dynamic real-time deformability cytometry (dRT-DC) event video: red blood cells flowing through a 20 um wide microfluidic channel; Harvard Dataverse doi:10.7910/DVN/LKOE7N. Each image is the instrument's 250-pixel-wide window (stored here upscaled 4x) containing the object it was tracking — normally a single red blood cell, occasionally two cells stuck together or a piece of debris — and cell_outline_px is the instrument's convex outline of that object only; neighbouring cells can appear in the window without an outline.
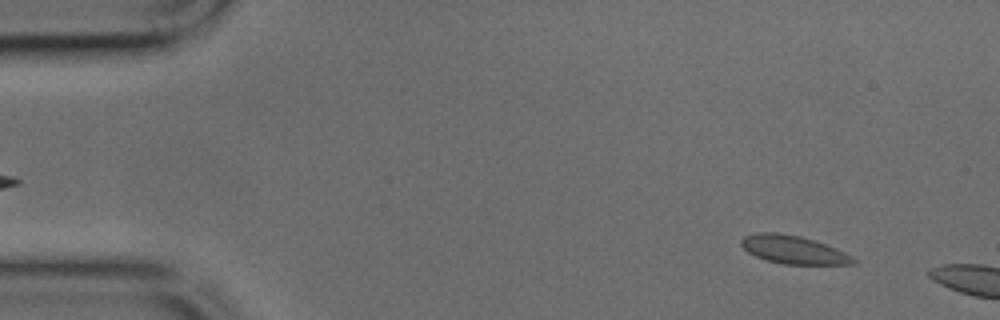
{"species": "common noctule bat (a hibernating species)", "species_latin": "Nyctalus noctula", "temperature_condition": "cold", "stored_images_in_passage": 7, "camera_frame_rate_fps": 3000, "um_per_image_px": 0.085, "animal": {"sex": "male", "body_mass_g": 17.9, "forearm_length_mm": 54.2}, "frame": {"image": 1, "passage_image": 4, "time_ms": 1.0, "image_size_px": [1000, 320], "cell_outline_px": [[856, 260], [852, 264], [780, 264], [756, 256], [748, 252], [740, 244], [740, 240], [744, 236], [756, 232], [776, 232], [800, 236], [836, 248], [852, 256]], "centroid_in_image_um": [67.39, 21.22], "position_along_channel_um": 17.6, "area_um2": 18.21}}